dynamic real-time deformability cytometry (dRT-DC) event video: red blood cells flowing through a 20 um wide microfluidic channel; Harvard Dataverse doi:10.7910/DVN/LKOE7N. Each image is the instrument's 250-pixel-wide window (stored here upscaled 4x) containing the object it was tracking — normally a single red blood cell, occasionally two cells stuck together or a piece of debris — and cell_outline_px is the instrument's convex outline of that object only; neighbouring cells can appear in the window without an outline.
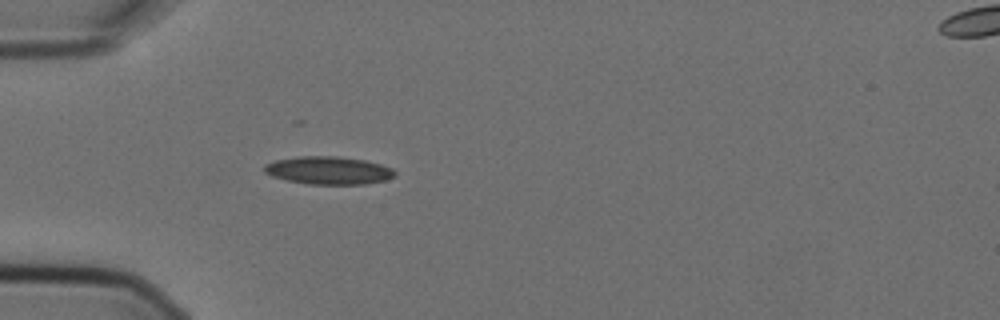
{"species": "Egyptian fruit bat (a non-hibernating species)", "species_latin": "Rousettus aegyptiacus", "temperature_condition": "cold", "stored_images_in_passage": 4, "segment_of_instrument_passage": [1, 2], "camera_frame_rate_fps": 3000, "um_per_image_px": 0.085, "animal": {"sex": "female"}, "frame": {"image": 1, "passage_image": 3, "time_ms": 0.667, "image_size_px": [1000, 320], "cell_outline_px": [[396, 176], [384, 180], [364, 184], [308, 184], [288, 180], [272, 176], [264, 172], [264, 164], [276, 160], [300, 156], [336, 156], [364, 160], [380, 164], [392, 168], [396, 172]], "centroid_in_image_um": [27.93, 14.48], "position_along_channel_um": 57.1, "area_um2": 21.1}}